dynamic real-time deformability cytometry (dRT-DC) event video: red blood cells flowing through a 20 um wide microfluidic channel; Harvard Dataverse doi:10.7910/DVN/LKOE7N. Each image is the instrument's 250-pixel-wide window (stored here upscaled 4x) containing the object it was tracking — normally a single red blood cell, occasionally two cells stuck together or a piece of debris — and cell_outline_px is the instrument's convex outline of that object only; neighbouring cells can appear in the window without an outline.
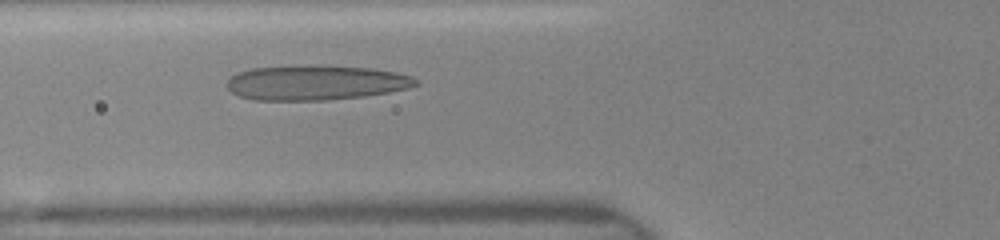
{"species": "human", "species_latin": "Homo sapiens", "temperature_condition": "room temperature", "stored_images_in_passage": 31, "camera_frame_rate_fps": 3000, "um_per_image_px": 0.085, "donor": {"sex": "female"}, "frame": {"image": 1, "passage_image": 6, "time_ms": 2.0, "image_size_px": [1000, 240], "cell_outline_px": [[420, 84], [408, 88], [388, 92], [364, 96], [328, 100], [256, 100], [240, 96], [232, 92], [224, 84], [236, 72], [252, 68], [372, 68], [396, 72], [412, 76]], "centroid_in_image_um": [26.84, 7.07], "position_along_channel_um": 99.0, "area_um2": 36.99}}
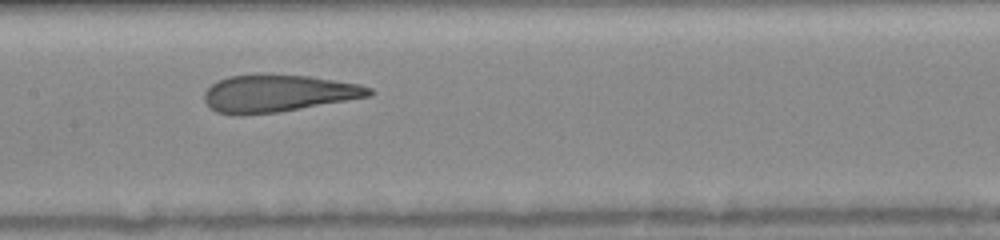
{"frame": {"image": 2, "passage_image": 11, "time_ms": 4.0, "image_size_px": [1000, 240], "cell_outline_px": [[376, 92], [372, 96], [276, 112], [216, 112], [204, 100], [204, 92], [212, 84], [228, 76], [264, 72], [308, 76], [360, 84], [372, 88]], "centroid_in_image_um": [23.7, 7.87], "position_along_channel_um": 183.7, "area_um2": 35.37}}
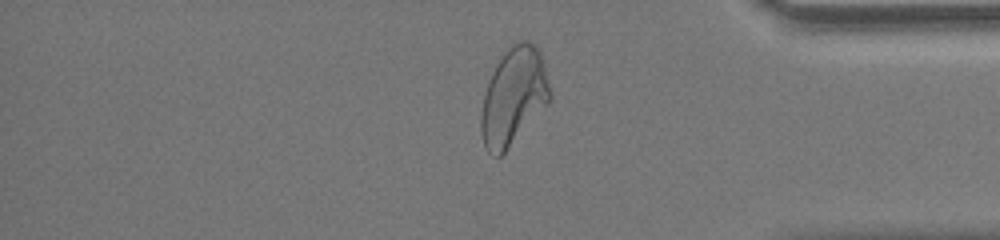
{"frame": {"image": 3, "passage_image": 25, "time_ms": 9.333, "image_size_px": [1000, 240], "cell_outline_px": [[552, 100], [504, 152], [500, 156], [492, 156], [488, 152], [484, 144], [480, 132], [480, 116], [484, 92], [492, 72], [496, 64], [504, 52], [512, 44], [520, 40], [528, 40], [536, 44], [540, 52], [544, 64], [552, 96]], "centroid_in_image_um": [43.65, 8.18], "position_along_channel_um": 391.5, "area_um2": 39.19}}